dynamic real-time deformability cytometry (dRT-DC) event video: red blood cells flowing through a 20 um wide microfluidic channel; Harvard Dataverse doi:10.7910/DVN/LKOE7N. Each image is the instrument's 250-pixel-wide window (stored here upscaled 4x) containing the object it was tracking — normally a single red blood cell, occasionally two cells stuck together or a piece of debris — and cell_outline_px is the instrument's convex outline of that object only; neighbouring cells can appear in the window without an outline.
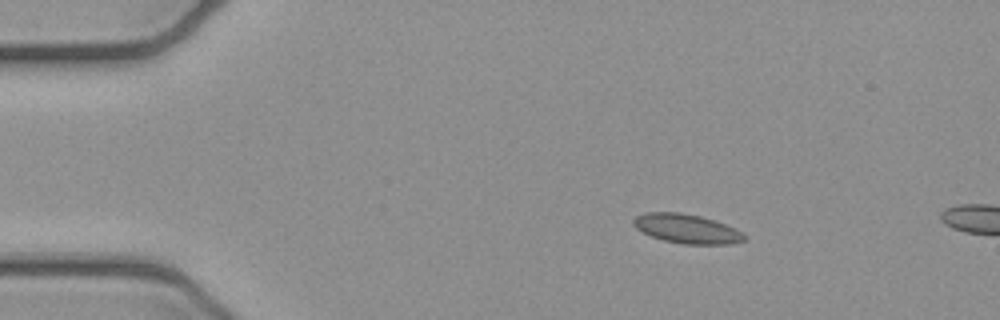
{"species": "common noctule bat (a hibernating species)", "species_latin": "Nyctalus noctula", "temperature_condition": "cold", "stored_images_in_passage": 3, "camera_frame_rate_fps": 3000, "um_per_image_px": 0.085, "animal": {"sex": "female", "body_mass_g": 21.9}, "frame": {"image": 1, "passage_image": 1, "time_ms": 0.0, "image_size_px": [1000, 320], "cell_outline_px": [[748, 236], [744, 240], [732, 244], [684, 244], [664, 240], [652, 236], [636, 228], [632, 224], [632, 220], [636, 216], [644, 212], [680, 212], [700, 216], [724, 224]], "centroid_in_image_um": [58.34, 19.44], "position_along_channel_um": 26.7, "area_um2": 18.67}}